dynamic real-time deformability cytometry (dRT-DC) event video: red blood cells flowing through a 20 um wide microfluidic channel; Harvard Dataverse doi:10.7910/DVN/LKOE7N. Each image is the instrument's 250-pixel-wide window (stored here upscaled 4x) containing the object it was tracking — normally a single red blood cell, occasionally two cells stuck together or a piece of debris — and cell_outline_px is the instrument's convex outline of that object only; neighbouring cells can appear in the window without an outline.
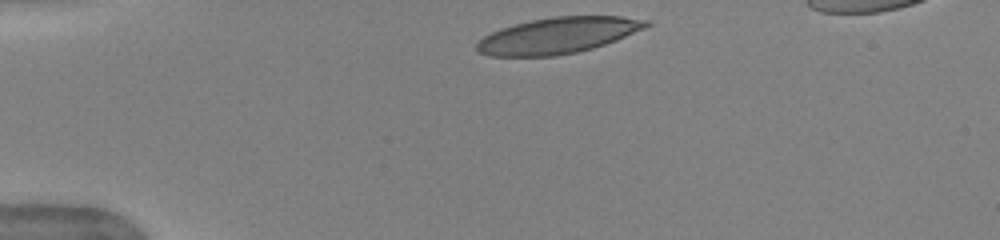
{"species": "human", "species_latin": "Homo sapiens", "temperature_condition": "warm", "stored_images_in_passage": 41, "camera_frame_rate_fps": 3000, "um_per_image_px": 0.085, "donor": {"sex": "female"}, "frame": {"image": 1, "passage_image": 1, "time_ms": 0.0, "image_size_px": [1000, 240], "cell_outline_px": [[652, 24], [644, 28], [616, 40], [592, 48], [576, 52], [556, 56], [488, 56], [480, 52], [476, 48], [476, 44], [484, 36], [500, 28], [532, 20], [556, 16], [620, 16], [648, 20]], "centroid_in_image_um": [47.42, 3.01], "position_along_channel_um": 37.6, "area_um2": 35.32}}
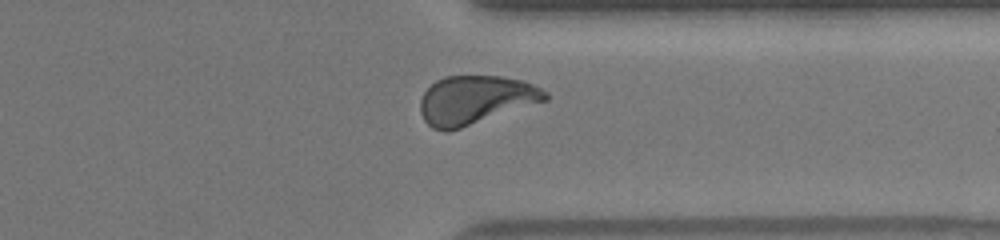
{"frame": {"image": 2, "passage_image": 30, "time_ms": 9.667, "image_size_px": [1000, 240], "cell_outline_px": [[548, 100], [448, 132], [444, 132], [432, 128], [424, 120], [420, 112], [420, 100], [424, 92], [436, 80], [444, 76], [500, 76], [520, 80], [532, 84], [548, 92]], "centroid_in_image_um": [40.39, 8.5], "position_along_channel_um": 371.0, "area_um2": 35.37}}
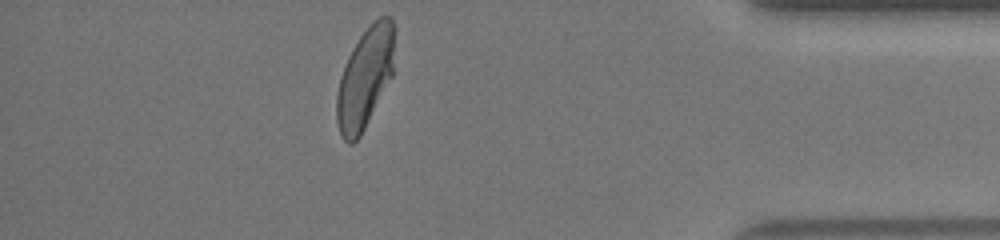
{"frame": {"image": 3, "passage_image": 35, "time_ms": 11.333, "image_size_px": [1000, 240], "cell_outline_px": [[396, 28], [392, 76], [360, 136], [352, 144], [348, 144], [340, 136], [336, 120], [336, 96], [340, 76], [348, 56], [352, 48], [360, 36], [380, 16], [392, 16]], "centroid_in_image_um": [31.03, 6.62], "position_along_channel_um": 404.2, "area_um2": 34.04}, "authors_computed_cell_mechanics": {"area_um2": 35.3158, "velocity_mm_per_s": 3.9356, "shape_relaxation_time_tau1_ms": 5.6098, "shape_relaxation_time_tau2_ms": 1.0109, "deformation_change_tau1": 0.2388, "deformation_change_tau2": 0.0843}}